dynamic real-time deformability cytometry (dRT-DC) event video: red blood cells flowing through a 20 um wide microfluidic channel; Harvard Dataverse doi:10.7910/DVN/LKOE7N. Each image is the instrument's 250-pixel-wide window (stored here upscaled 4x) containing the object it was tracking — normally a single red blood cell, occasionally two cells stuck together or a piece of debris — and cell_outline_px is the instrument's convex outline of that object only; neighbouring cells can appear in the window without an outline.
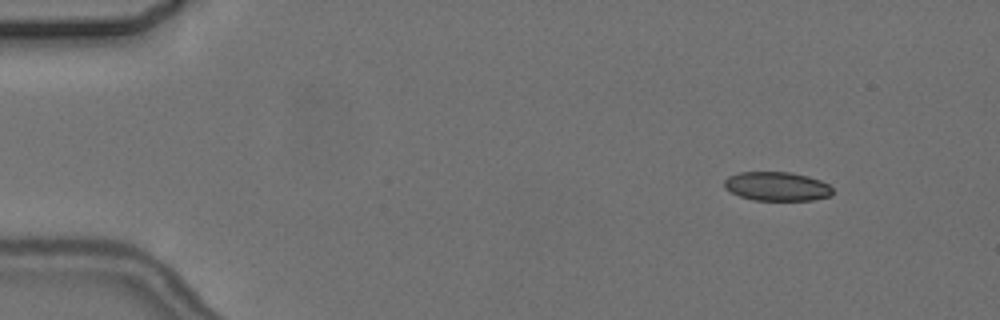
{"species": "common noctule bat (a hibernating species)", "species_latin": "Nyctalus noctula", "temperature_condition": "cold", "stored_images_in_passage": 4, "camera_frame_rate_fps": 3000, "um_per_image_px": 0.085, "animal": {"sex": "female", "body_mass_g": 24.6, "forearm_length_mm": 56.2}, "frame": {"image": 1, "passage_image": 1, "time_ms": 0.0, "image_size_px": [1000, 320], "cell_outline_px": [[832, 196], [812, 200], [752, 200], [740, 196], [724, 188], [724, 180], [728, 176], [740, 172], [792, 172], [808, 176], [820, 180], [828, 184], [832, 188]], "centroid_in_image_um": [66.04, 15.84], "position_along_channel_um": 19.0, "area_um2": 18.38}}
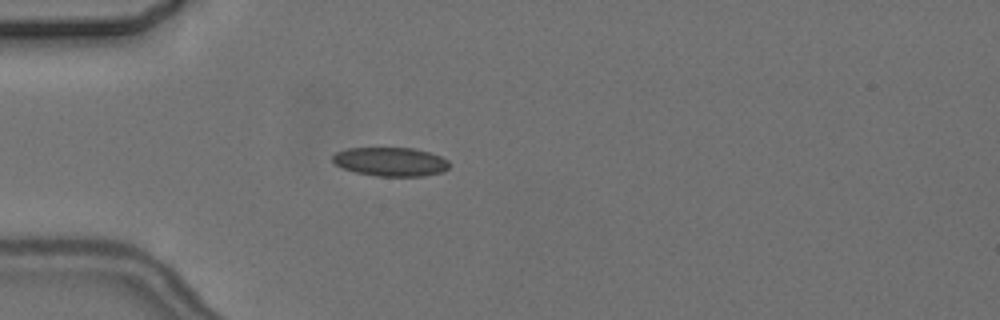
{"frame": {"image": 2, "passage_image": 4, "time_ms": 3.333, "image_size_px": [1000, 320], "cell_outline_px": [[448, 168], [444, 172], [424, 176], [376, 176], [356, 172], [344, 168], [336, 164], [332, 160], [332, 156], [336, 152], [348, 148], [412, 148], [428, 152], [440, 156], [448, 160]], "centroid_in_image_um": [33.21, 13.75], "position_along_channel_um": 51.8, "area_um2": 19.54}}